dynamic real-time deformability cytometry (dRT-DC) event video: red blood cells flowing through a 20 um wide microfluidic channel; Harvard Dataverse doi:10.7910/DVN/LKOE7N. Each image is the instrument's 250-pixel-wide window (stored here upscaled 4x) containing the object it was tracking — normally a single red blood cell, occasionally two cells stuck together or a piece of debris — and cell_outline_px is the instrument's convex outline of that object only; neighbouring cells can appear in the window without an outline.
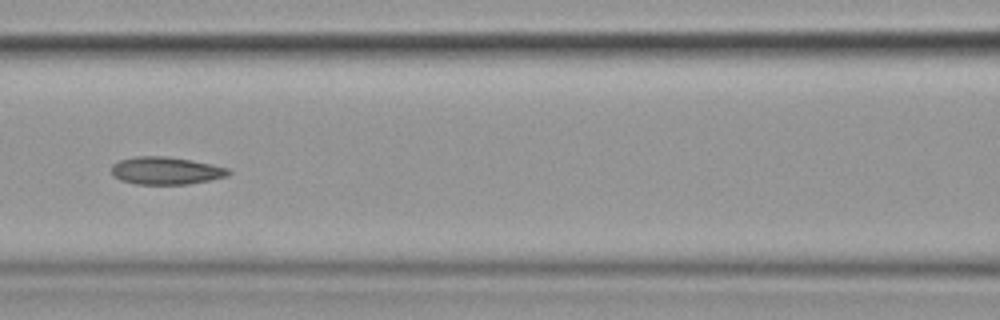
{"species": "common noctule bat (a hibernating species)", "species_latin": "Nyctalus noctula", "temperature_condition": "cold", "stored_images_in_passage": 11, "camera_frame_rate_fps": 3000, "um_per_image_px": 0.085, "animal": {"sex": "female", "body_mass_g": 19.9}, "frame": {"image": 1, "passage_image": 7, "time_ms": 8.333, "image_size_px": [1000, 320], "cell_outline_px": [[232, 172], [228, 176], [188, 184], [136, 184], [120, 180], [112, 176], [112, 164], [120, 160], [136, 156], [168, 156], [192, 160], [212, 164], [228, 168]], "centroid_in_image_um": [14.1, 14.5], "position_along_channel_um": 152.5, "area_um2": 18.9}}
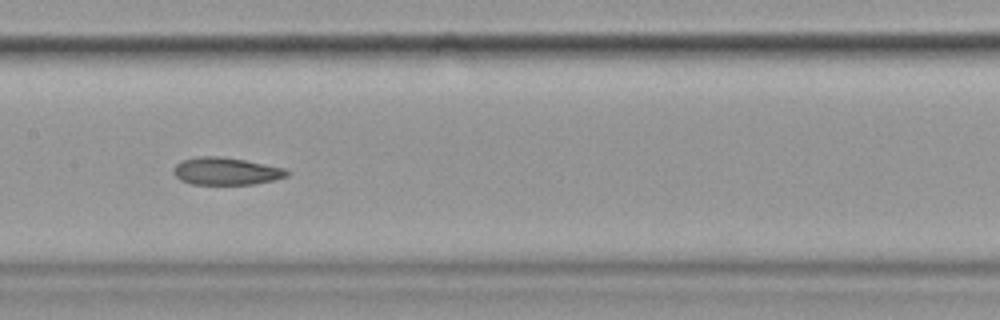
{"frame": {"image": 2, "passage_image": 8, "time_ms": 9.333, "image_size_px": [1000, 320], "cell_outline_px": [[288, 176], [272, 180], [252, 184], [192, 184], [180, 180], [172, 172], [172, 168], [180, 160], [196, 156], [220, 156], [244, 160], [284, 168], [288, 172]], "centroid_in_image_um": [19.14, 14.54], "position_along_channel_um": 188.3, "area_um2": 18.09}}
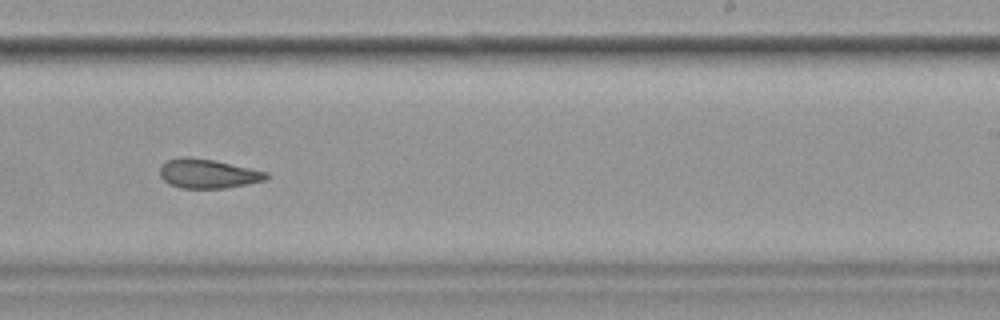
{"frame": {"image": 3, "passage_image": 10, "time_ms": 11.667, "image_size_px": [1000, 320], "cell_outline_px": [[268, 180], [224, 188], [180, 188], [168, 184], [160, 176], [160, 164], [168, 160], [180, 156], [188, 156], [216, 160], [268, 172]], "centroid_in_image_um": [17.65, 14.75], "position_along_channel_um": 271.3, "area_um2": 18.38}}